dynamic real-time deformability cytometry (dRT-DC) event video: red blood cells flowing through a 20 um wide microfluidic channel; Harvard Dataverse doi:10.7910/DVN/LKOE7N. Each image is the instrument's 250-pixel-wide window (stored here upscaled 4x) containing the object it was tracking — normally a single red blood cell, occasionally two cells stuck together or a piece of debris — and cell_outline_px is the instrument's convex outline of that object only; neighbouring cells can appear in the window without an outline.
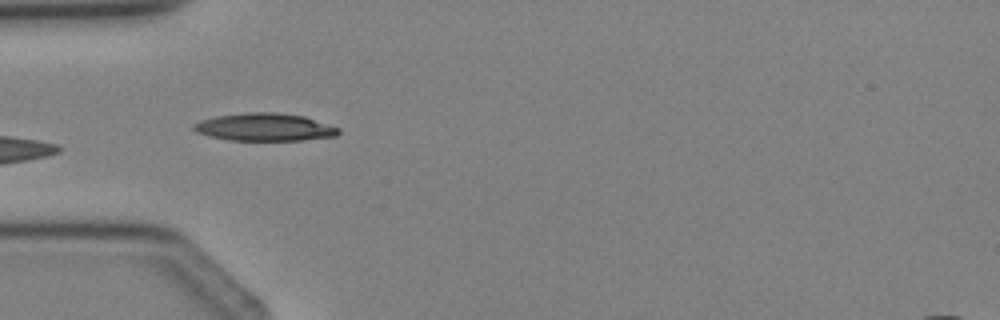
{"species": "Egyptian fruit bat (a non-hibernating species)", "species_latin": "Rousettus aegyptiacus", "temperature_condition": "cold", "stored_images_in_passage": 3, "camera_frame_rate_fps": 3000, "um_per_image_px": 0.085, "animal": {"sex": "female"}, "frame": {"image": 1, "passage_image": 3, "time_ms": 2.333, "image_size_px": [1000, 320], "cell_outline_px": [[340, 132], [336, 136], [300, 140], [232, 140], [212, 136], [196, 132], [192, 128], [192, 124], [200, 120], [216, 116], [248, 112], [276, 112], [304, 116], [340, 128]], "centroid_in_image_um": [22.49, 10.8], "position_along_channel_um": 62.5, "area_um2": 23.24}}